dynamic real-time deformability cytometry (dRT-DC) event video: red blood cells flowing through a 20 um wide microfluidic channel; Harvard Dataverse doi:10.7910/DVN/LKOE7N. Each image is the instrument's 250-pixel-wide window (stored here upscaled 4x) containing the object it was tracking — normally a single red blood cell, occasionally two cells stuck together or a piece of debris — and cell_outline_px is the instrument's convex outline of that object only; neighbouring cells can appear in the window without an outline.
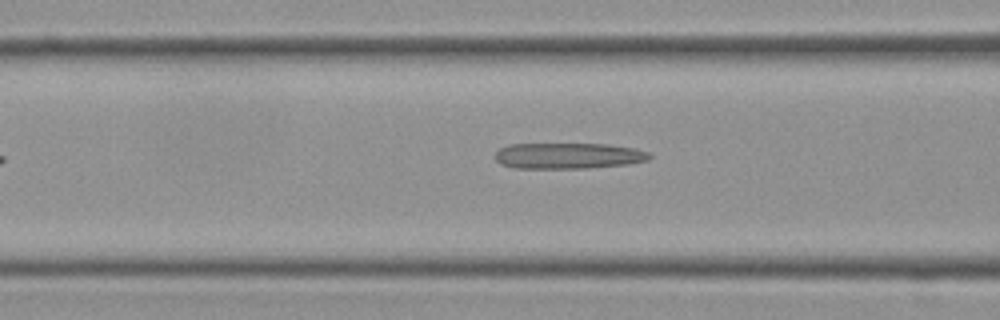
{"species": "Egyptian fruit bat (a non-hibernating species)", "species_latin": "Rousettus aegyptiacus", "temperature_condition": "cold", "stored_images_in_passage": 31, "camera_frame_rate_fps": 3000, "um_per_image_px": 0.085, "frame": {"image": 1, "passage_image": 7, "time_ms": 2.0, "image_size_px": [1000, 320], "cell_outline_px": [[652, 156], [648, 160], [628, 164], [588, 168], [516, 168], [500, 164], [496, 160], [496, 152], [500, 148], [508, 144], [608, 144], [636, 148], [652, 152]], "centroid_in_image_um": [48.35, 13.24], "position_along_channel_um": 118.3, "area_um2": 23.52}}
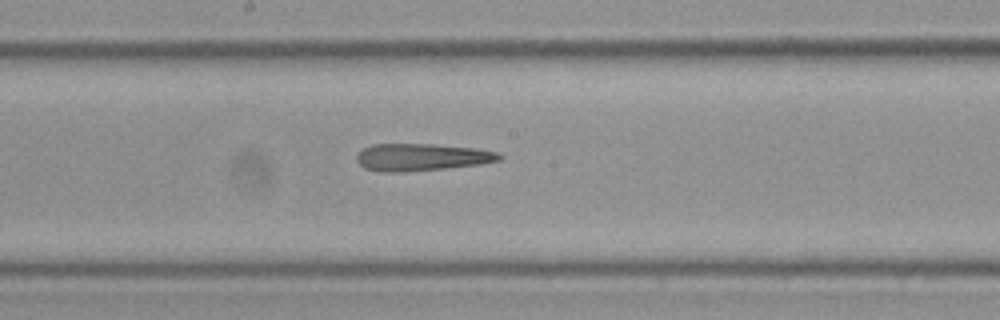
{"frame": {"image": 2, "passage_image": 15, "time_ms": 4.667, "image_size_px": [1000, 320], "cell_outline_px": [[504, 156], [500, 160], [480, 164], [444, 168], [400, 172], [380, 172], [364, 168], [356, 160], [356, 156], [364, 148], [372, 144], [432, 144], [476, 148], [500, 152]], "centroid_in_image_um": [35.85, 13.35], "position_along_channel_um": 212.3, "area_um2": 22.66}}
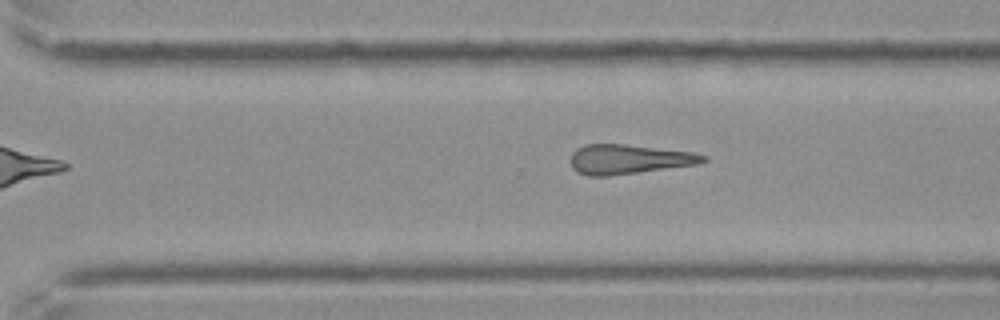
{"frame": {"image": 3, "passage_image": 24, "time_ms": 7.667, "image_size_px": [1000, 320], "cell_outline_px": [[708, 160], [696, 164], [608, 176], [588, 176], [572, 168], [572, 152], [576, 148], [584, 144], [624, 144], [692, 152], [708, 156]], "centroid_in_image_um": [53.43, 13.52], "position_along_channel_um": 317.2, "area_um2": 22.54}}